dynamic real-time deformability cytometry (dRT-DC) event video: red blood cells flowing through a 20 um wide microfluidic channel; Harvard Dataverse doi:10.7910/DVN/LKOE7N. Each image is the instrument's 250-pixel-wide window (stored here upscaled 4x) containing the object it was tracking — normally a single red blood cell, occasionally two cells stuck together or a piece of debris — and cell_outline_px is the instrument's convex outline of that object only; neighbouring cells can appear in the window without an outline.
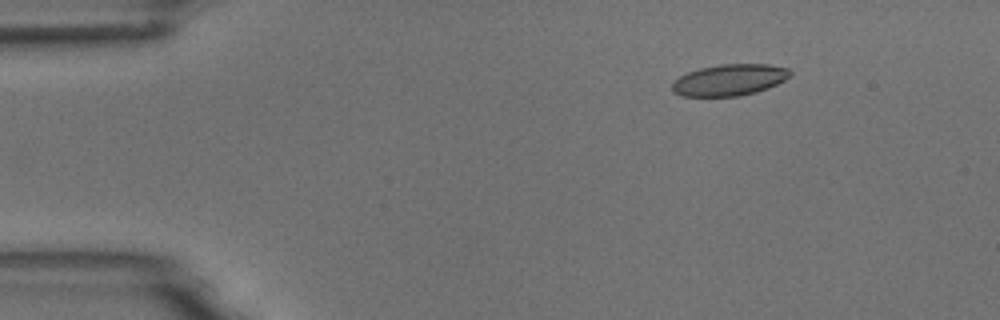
{"species": "common noctule bat (a hibernating species)", "species_latin": "Nyctalus noctula", "temperature_condition": "room temperature", "stored_images_in_passage": 5, "camera_frame_rate_fps": 3000, "um_per_image_px": 0.085, "animal": {"sex": "male", "body_mass_g": 18.8}, "frame": {"image": 1, "passage_image": 3, "time_ms": 2.333, "image_size_px": [1000, 320], "cell_outline_px": [[792, 72], [784, 80], [768, 88], [756, 92], [740, 96], [684, 96], [672, 92], [672, 84], [680, 76], [688, 72], [700, 68], [720, 64], [768, 64], [788, 68]], "centroid_in_image_um": [62.0, 6.79], "position_along_channel_um": 23.0, "area_um2": 21.5}}